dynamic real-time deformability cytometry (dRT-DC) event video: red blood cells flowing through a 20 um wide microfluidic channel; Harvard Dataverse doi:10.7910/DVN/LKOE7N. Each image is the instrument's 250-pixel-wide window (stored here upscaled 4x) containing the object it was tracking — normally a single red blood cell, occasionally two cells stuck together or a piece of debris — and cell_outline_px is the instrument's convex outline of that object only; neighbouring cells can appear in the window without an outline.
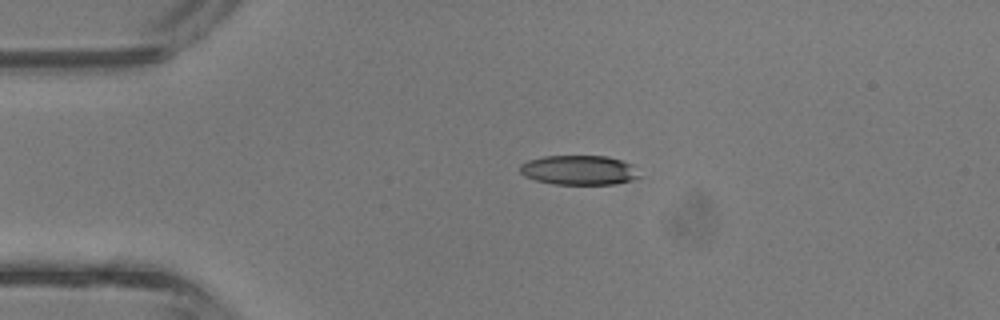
{"species": "common noctule bat (a hibernating species)", "species_latin": "Nyctalus noctula", "temperature_condition": "room temperature", "stored_images_in_passage": 19, "camera_frame_rate_fps": 3000, "um_per_image_px": 0.085, "animal": {"sex": "male", "body_mass_g": 13.3}, "frame": {"image": 1, "passage_image": 1, "time_ms": 0.0, "image_size_px": [1000, 320], "cell_outline_px": [[640, 176], [632, 180], [616, 184], [556, 184], [536, 180], [524, 176], [520, 172], [520, 164], [528, 160], [544, 156], [608, 156], [632, 164]], "centroid_in_image_um": [49.21, 14.46], "position_along_channel_um": 35.8, "area_um2": 20.52}}
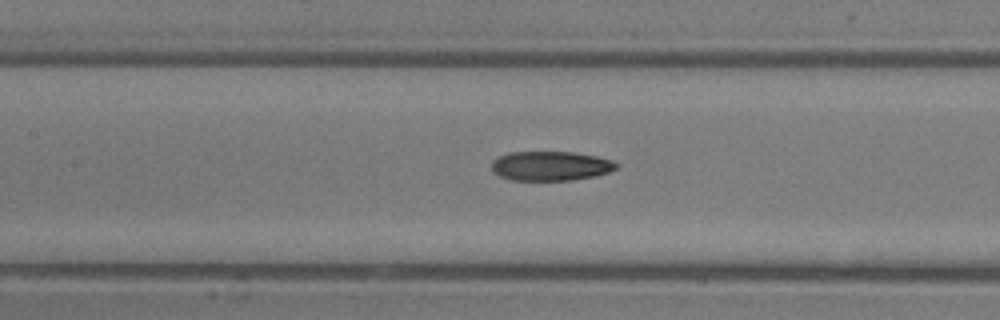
{"frame": {"image": 2, "passage_image": 11, "time_ms": 3.333, "image_size_px": [1000, 320], "cell_outline_px": [[620, 164], [616, 168], [608, 172], [596, 176], [572, 180], [512, 180], [500, 176], [492, 172], [492, 160], [508, 152], [572, 152], [596, 156], [612, 160]], "centroid_in_image_um": [46.8, 14.1], "position_along_channel_um": 160.6, "area_um2": 21.44}}
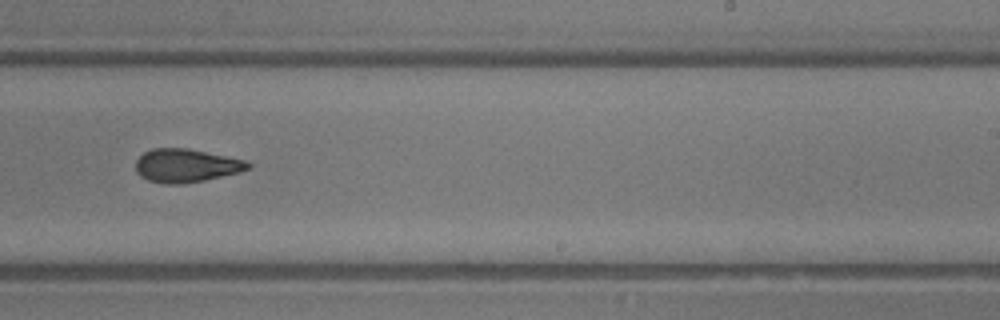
{"frame": {"image": 3, "passage_image": 18, "time_ms": 5.667, "image_size_px": [1000, 320], "cell_outline_px": [[252, 164], [248, 168], [240, 172], [204, 180], [184, 184], [164, 184], [148, 180], [140, 176], [136, 172], [136, 160], [144, 152], [152, 148], [188, 148], [244, 160]], "centroid_in_image_um": [15.78, 14.08], "position_along_channel_um": 273.2, "area_um2": 21.79}}